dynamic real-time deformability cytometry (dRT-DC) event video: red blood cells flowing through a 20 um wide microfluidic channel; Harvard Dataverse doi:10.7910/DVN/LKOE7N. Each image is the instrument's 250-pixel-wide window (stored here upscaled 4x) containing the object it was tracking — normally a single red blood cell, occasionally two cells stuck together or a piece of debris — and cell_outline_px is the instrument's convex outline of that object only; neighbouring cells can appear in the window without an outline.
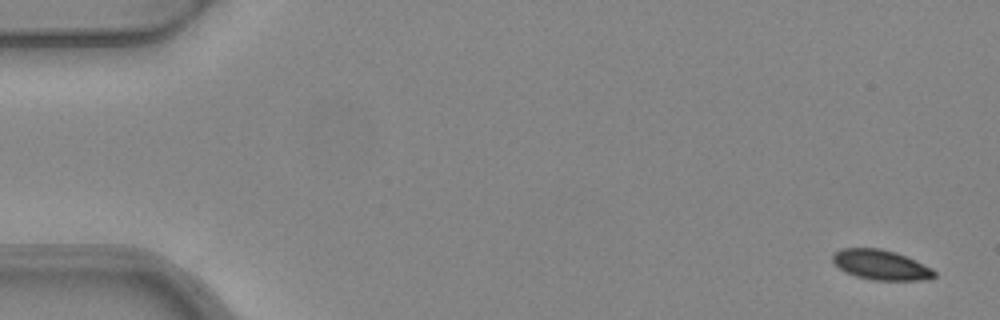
{"species": "common noctule bat (a hibernating species)", "species_latin": "Nyctalus noctula", "temperature_condition": "warm", "stored_images_in_passage": 4, "camera_frame_rate_fps": 3000, "um_per_image_px": 0.085, "animal": {"sex": "female", "body_mass_g": 24.6, "forearm_length_mm": 56.2}, "frame": {"image": 1, "passage_image": 1, "time_ms": 0.0, "image_size_px": [1000, 320], "cell_outline_px": [[936, 276], [920, 280], [872, 280], [856, 276], [844, 272], [832, 260], [832, 256], [840, 248], [880, 248], [896, 252], [916, 260], [932, 268], [936, 272]], "centroid_in_image_um": [74.88, 22.51], "position_along_channel_um": 10.1, "area_um2": 17.74}}
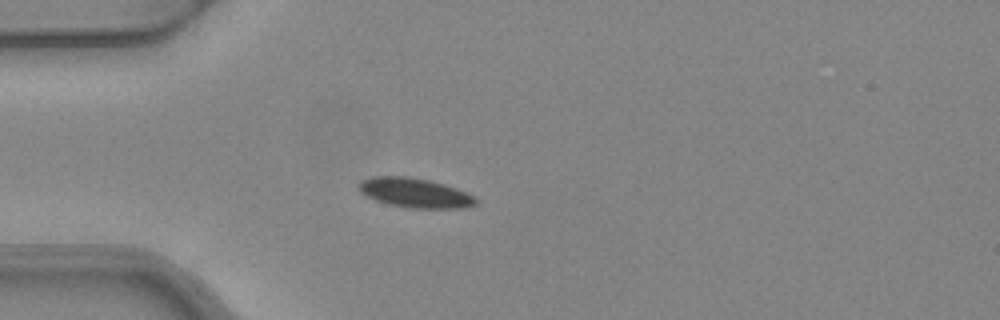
{"frame": {"image": 2, "passage_image": 4, "time_ms": 1.0, "image_size_px": [1000, 320], "cell_outline_px": [[476, 204], [464, 208], [408, 208], [388, 204], [376, 200], [360, 192], [356, 188], [356, 184], [360, 180], [372, 176], [408, 176], [432, 180], [456, 188], [476, 196]], "centroid_in_image_um": [35.23, 16.38], "position_along_channel_um": 49.8, "area_um2": 20.46}}